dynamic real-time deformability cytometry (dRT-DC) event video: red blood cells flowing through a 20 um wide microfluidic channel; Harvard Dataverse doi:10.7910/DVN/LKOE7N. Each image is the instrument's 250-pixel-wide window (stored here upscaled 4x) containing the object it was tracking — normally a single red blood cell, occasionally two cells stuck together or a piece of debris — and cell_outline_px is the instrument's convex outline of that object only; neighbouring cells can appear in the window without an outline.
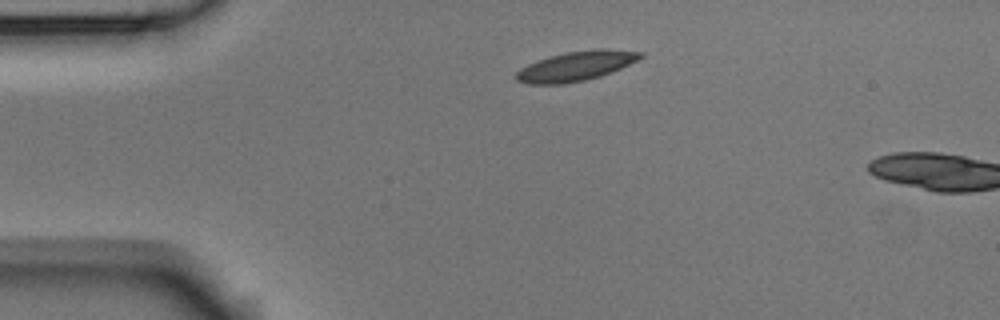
{"species": "Egyptian fruit bat (a non-hibernating species)", "species_latin": "Rousettus aegyptiacus", "temperature_condition": "room temperature", "stored_images_in_passage": 2, "camera_frame_rate_fps": 3000, "um_per_image_px": 0.085, "animal": {"sex": "male"}, "frame": {"image": 1, "passage_image": 1, "time_ms": 0.0, "image_size_px": [1000, 320], "cell_outline_px": [[644, 56], [620, 68], [600, 76], [584, 80], [564, 84], [528, 84], [516, 80], [516, 72], [520, 68], [528, 64], [564, 52], [600, 48], [604, 48], [644, 52]], "centroid_in_image_um": [48.96, 5.61], "position_along_channel_um": 36.0, "area_um2": 21.21}}